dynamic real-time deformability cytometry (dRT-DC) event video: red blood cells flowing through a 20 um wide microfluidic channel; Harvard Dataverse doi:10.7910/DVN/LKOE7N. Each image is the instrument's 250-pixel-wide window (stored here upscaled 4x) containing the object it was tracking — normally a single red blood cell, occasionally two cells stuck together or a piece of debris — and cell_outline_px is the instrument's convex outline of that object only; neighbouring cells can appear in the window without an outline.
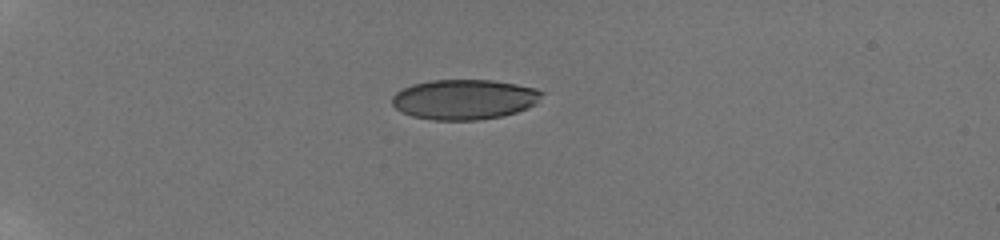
{"species": "human", "species_latin": "Homo sapiens", "temperature_condition": "room temperature", "stored_images_in_passage": 15, "camera_frame_rate_fps": 3000, "um_per_image_px": 0.085, "donor": {"sex": "male"}, "frame": {"image": 1, "passage_image": 1, "time_ms": 0.0, "image_size_px": [1000, 240], "cell_outline_px": [[544, 92], [536, 104], [528, 108], [516, 112], [500, 116], [476, 120], [432, 120], [412, 116], [396, 108], [392, 104], [392, 96], [396, 92], [412, 84], [428, 80], [492, 80], [516, 84], [536, 88]], "centroid_in_image_um": [39.47, 8.44], "position_along_channel_um": 45.5, "area_um2": 34.97}}
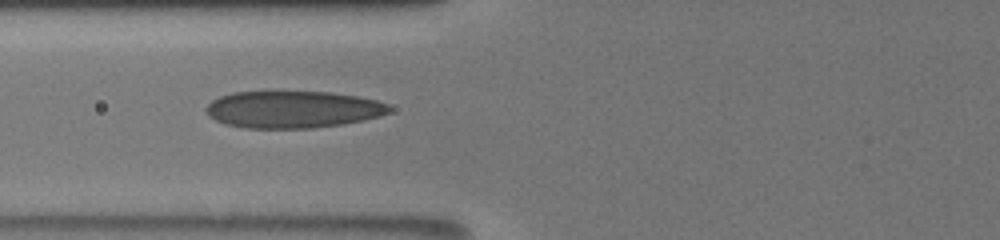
{"frame": {"image": 2, "passage_image": 9, "time_ms": 3.0, "image_size_px": [1000, 240], "cell_outline_px": [[392, 108], [388, 112], [380, 116], [340, 124], [312, 128], [248, 128], [224, 124], [208, 116], [204, 108], [212, 100], [220, 96], [232, 92], [328, 92], [356, 96], [376, 100], [388, 104]], "centroid_in_image_um": [24.84, 9.3], "position_along_channel_um": 101.0, "area_um2": 39.36}}
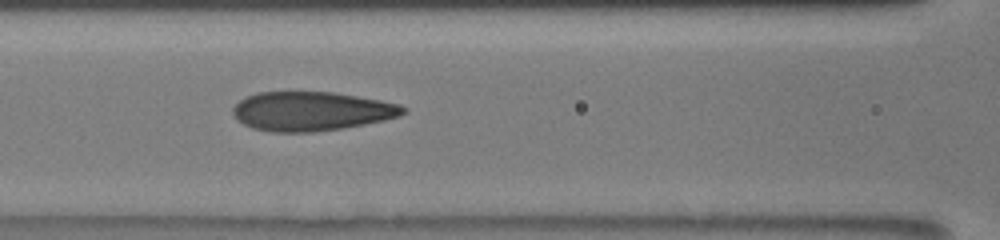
{"frame": {"image": 3, "passage_image": 11, "time_ms": 4.0, "image_size_px": [1000, 240], "cell_outline_px": [[408, 108], [400, 116], [384, 120], [364, 124], [340, 128], [312, 132], [272, 132], [252, 128], [236, 120], [232, 112], [232, 108], [244, 96], [256, 92], [332, 92], [380, 100], [400, 104]], "centroid_in_image_um": [26.43, 9.45], "position_along_channel_um": 140.2, "area_um2": 38.84}}